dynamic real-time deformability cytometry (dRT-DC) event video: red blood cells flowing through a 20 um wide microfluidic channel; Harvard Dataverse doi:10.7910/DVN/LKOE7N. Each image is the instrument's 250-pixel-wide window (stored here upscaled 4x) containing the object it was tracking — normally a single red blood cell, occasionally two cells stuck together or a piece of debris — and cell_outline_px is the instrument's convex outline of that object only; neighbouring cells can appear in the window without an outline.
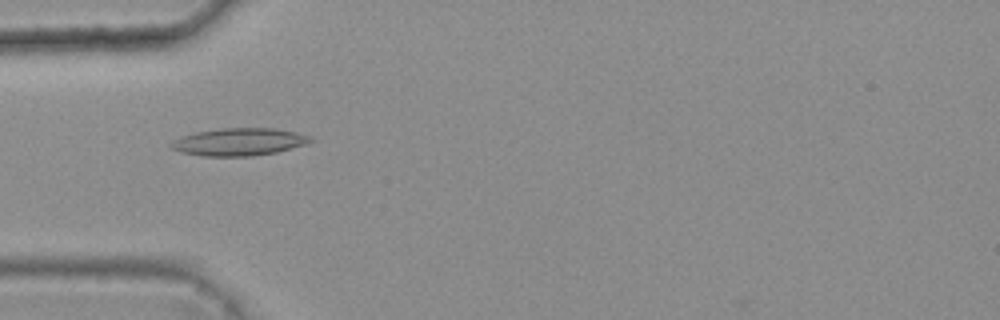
{"species": "common noctule bat (a hibernating species)", "species_latin": "Nyctalus noctula", "temperature_condition": "warm", "stored_images_in_passage": 47, "camera_frame_rate_fps": 3000, "um_per_image_px": 0.085, "animal": {"sex": "female", "body_mass_g": 25.1}, "frame": {"image": 1, "passage_image": 16, "time_ms": 5.0, "image_size_px": [1000, 320], "cell_outline_px": [[316, 140], [304, 144], [276, 152], [252, 156], [204, 156], [180, 152], [172, 148], [168, 144], [172, 140], [180, 136], [196, 132], [220, 128], [276, 128], [296, 132], [312, 136]], "centroid_in_image_um": [20.3, 12.05], "position_along_channel_um": 64.7, "area_um2": 22.48}}
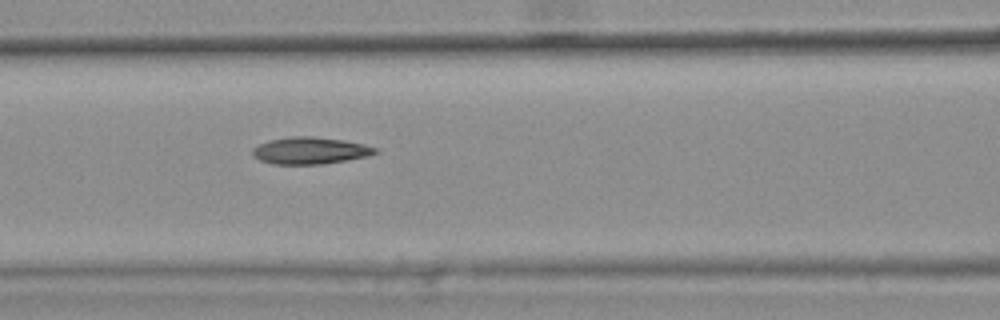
{"frame": {"image": 2, "passage_image": 22, "time_ms": 7.0, "image_size_px": [1000, 320], "cell_outline_px": [[380, 152], [368, 156], [320, 164], [272, 164], [260, 160], [252, 156], [252, 148], [268, 140], [292, 136], [312, 136], [344, 140], [364, 144], [380, 148]], "centroid_in_image_um": [26.37, 12.79], "position_along_channel_um": 140.2, "area_um2": 19.36}}
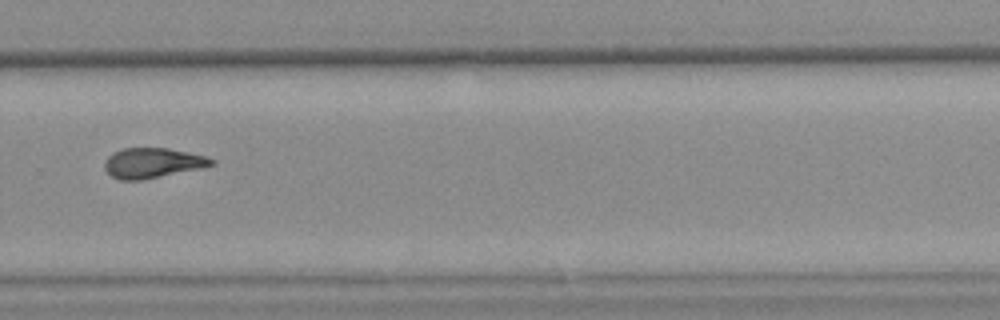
{"frame": {"image": 3, "passage_image": 36, "time_ms": 11.667, "image_size_px": [1000, 320], "cell_outline_px": [[216, 164], [204, 168], [144, 180], [120, 180], [112, 176], [104, 168], [104, 160], [112, 152], [124, 148], [168, 148], [204, 156], [216, 160]], "centroid_in_image_um": [12.98, 13.86], "position_along_channel_um": 316.8, "area_um2": 18.96}, "authors_computed_cell_mechanics": {"area_um2": 19.1318, "velocity_mm_per_s": 3.7987, "shape_relaxation_time_tau1_ms": null, "shape_relaxation_time_tau2_ms": 3.5591, "deformation_change_tau1": null, "deformation_change_tau2": 0.1191}}